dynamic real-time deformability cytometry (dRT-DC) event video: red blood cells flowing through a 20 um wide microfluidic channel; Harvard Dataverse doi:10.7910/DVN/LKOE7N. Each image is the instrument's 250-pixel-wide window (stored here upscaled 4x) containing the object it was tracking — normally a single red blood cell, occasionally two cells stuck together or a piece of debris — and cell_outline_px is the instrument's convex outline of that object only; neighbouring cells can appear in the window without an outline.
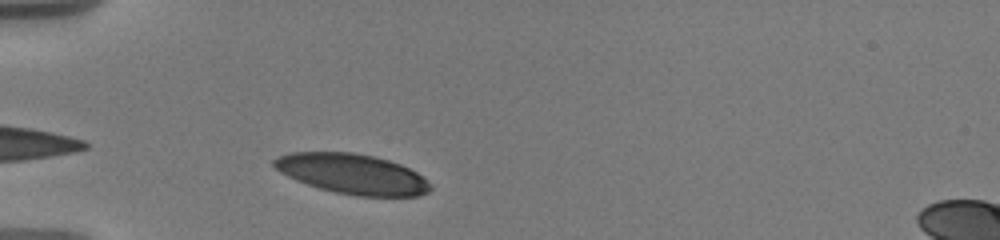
{"species": "human", "species_latin": "Homo sapiens", "temperature_condition": "warm", "stored_images_in_passage": 20, "camera_frame_rate_fps": 3000, "um_per_image_px": 0.085, "donor": {"sex": "male"}, "frame": {"image": 1, "passage_image": 2, "time_ms": 0.667, "image_size_px": [1000, 240], "cell_outline_px": [[432, 188], [428, 192], [416, 196], [356, 196], [336, 192], [320, 188], [296, 180], [280, 172], [272, 164], [272, 160], [276, 156], [288, 152], [352, 152], [372, 156], [388, 160], [400, 164], [416, 172], [428, 180], [432, 184]], "centroid_in_image_um": [29.94, 14.78], "position_along_channel_um": 55.1, "area_um2": 36.53}}
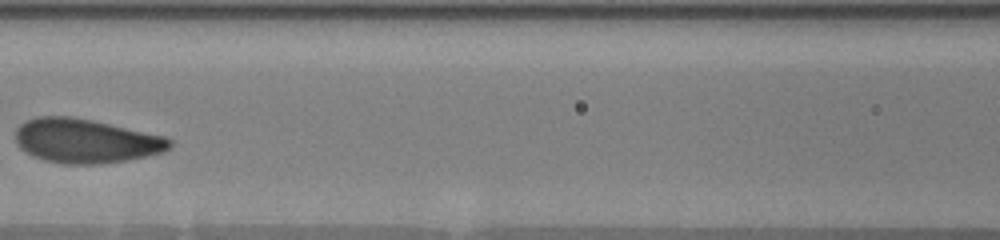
{"frame": {"image": 2, "passage_image": 7, "time_ms": 4.0, "image_size_px": [1000, 240], "cell_outline_px": [[172, 144], [168, 148], [160, 152], [128, 160], [104, 164], [60, 164], [44, 160], [32, 156], [20, 148], [16, 144], [16, 128], [20, 124], [36, 116], [72, 116], [92, 120], [164, 136], [172, 140]], "centroid_in_image_um": [7.24, 11.98], "position_along_channel_um": 159.4, "area_um2": 39.71}}
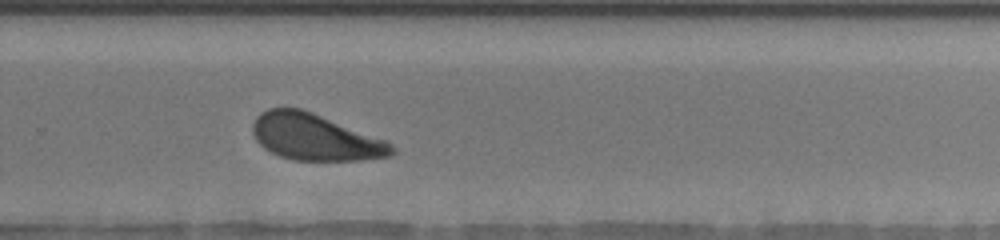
{"frame": {"image": 3, "passage_image": 14, "time_ms": 8.0, "image_size_px": [1000, 240], "cell_outline_px": [[396, 152], [392, 156], [360, 160], [292, 160], [280, 156], [264, 148], [256, 140], [252, 132], [252, 124], [256, 116], [260, 112], [268, 108], [300, 108], [312, 112], [388, 140], [396, 148]], "centroid_in_image_um": [26.81, 11.66], "position_along_channel_um": 303.0, "area_um2": 37.97}, "authors_computed_cell_mechanics": {"area_um2": 39.2751, "velocity_mm_per_s": 3.6072, "shape_relaxation_time_tau1_ms": 1.833, "shape_relaxation_time_tau2_ms": null, "deformation_change_tau1": 0.109, "deformation_change_tau2": null}}